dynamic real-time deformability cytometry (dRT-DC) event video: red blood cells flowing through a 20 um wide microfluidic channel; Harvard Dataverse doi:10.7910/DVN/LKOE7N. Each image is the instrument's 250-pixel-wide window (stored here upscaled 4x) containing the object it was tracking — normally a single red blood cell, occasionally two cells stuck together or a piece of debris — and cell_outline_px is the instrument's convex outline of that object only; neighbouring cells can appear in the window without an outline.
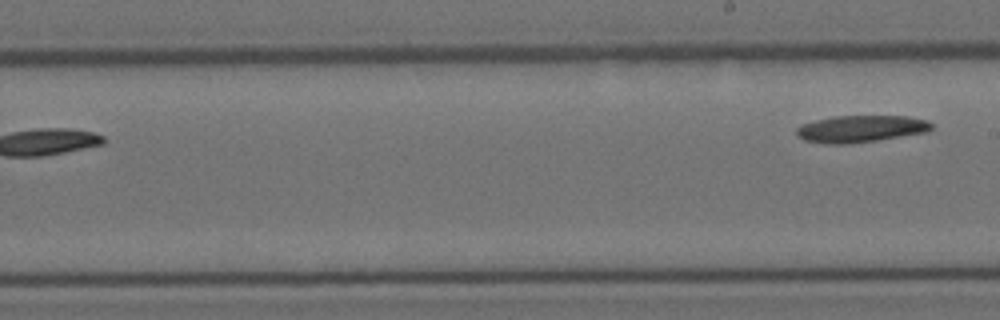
{"species": "Egyptian fruit bat (a non-hibernating species)", "species_latin": "Rousettus aegyptiacus", "temperature_condition": "room temperature", "stored_images_in_passage": 10, "segment_of_instrument_passage": [2, 2], "camera_frame_rate_fps": 3000, "um_per_image_px": 0.085, "animal": {"sex": "female"}, "frame": {"image": 1, "passage_image": 10, "time_ms": 3.0, "image_size_px": [1000, 320], "cell_outline_px": [[932, 128], [928, 132], [876, 140], [848, 144], [824, 144], [804, 140], [796, 136], [796, 128], [800, 124], [832, 116], [908, 116], [928, 120], [932, 124]], "centroid_in_image_um": [73.13, 10.95], "position_along_channel_um": 215.9, "area_um2": 21.39}}